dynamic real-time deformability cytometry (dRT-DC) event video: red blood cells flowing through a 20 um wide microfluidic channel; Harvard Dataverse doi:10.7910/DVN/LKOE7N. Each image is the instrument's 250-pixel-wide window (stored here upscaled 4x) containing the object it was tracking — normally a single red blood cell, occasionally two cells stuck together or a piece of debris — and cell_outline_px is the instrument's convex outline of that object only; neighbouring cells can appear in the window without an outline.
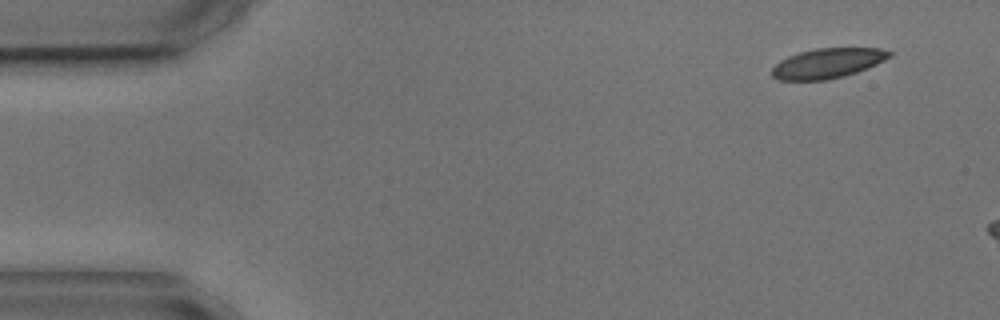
{"species": "common noctule bat (a hibernating species)", "species_latin": "Nyctalus noctula", "temperature_condition": "cold", "stored_images_in_passage": 3, "camera_frame_rate_fps": 3000, "um_per_image_px": 0.085, "animal": {"sex": "male", "body_mass_g": 17.9, "forearm_length_mm": 54.2}, "frame": {"image": 1, "passage_image": 1, "time_ms": 0.0, "image_size_px": [1000, 320], "cell_outline_px": [[892, 56], [868, 68], [844, 76], [824, 80], [780, 80], [772, 76], [772, 68], [780, 60], [788, 56], [800, 52], [816, 48], [880, 48], [892, 52]], "centroid_in_image_um": [70.35, 5.37], "position_along_channel_um": 14.6, "area_um2": 20.4}}